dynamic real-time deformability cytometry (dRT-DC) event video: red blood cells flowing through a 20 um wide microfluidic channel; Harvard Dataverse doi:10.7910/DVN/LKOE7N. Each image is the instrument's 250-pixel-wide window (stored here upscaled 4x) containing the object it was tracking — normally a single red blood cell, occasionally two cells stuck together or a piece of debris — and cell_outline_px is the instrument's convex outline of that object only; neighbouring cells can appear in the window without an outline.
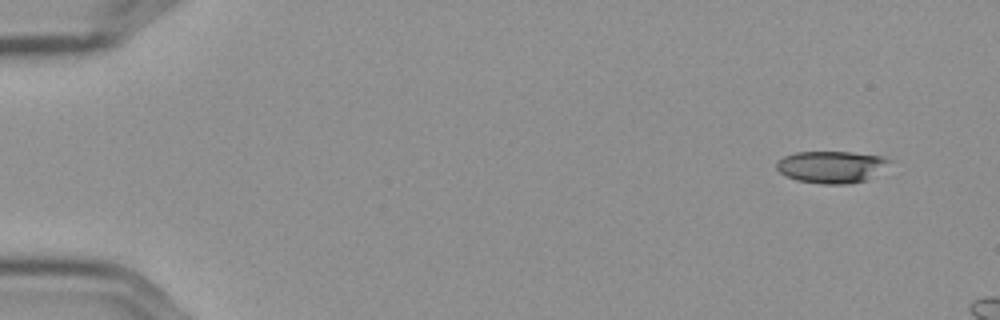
{"species": "Egyptian fruit bat (a non-hibernating species)", "species_latin": "Rousettus aegyptiacus", "temperature_condition": "cold", "stored_images_in_passage": 9, "camera_frame_rate_fps": 3000, "um_per_image_px": 0.085, "frame": {"image": 1, "passage_image": 1, "time_ms": 0.0, "image_size_px": [1000, 320], "cell_outline_px": [[888, 160], [864, 180], [848, 184], [820, 184], [796, 180], [784, 176], [776, 168], [776, 164], [784, 156], [796, 152], [852, 152], [884, 156]], "centroid_in_image_um": [70.52, 14.18], "position_along_channel_um": 14.5, "area_um2": 20.4}}